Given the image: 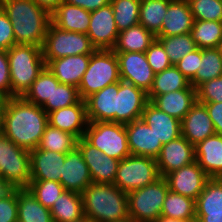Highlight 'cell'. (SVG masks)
I'll return each instance as SVG.
<instances>
[{"instance_id":"1","label":"cell","mask_w":222,"mask_h":222,"mask_svg":"<svg viewBox=\"0 0 222 222\" xmlns=\"http://www.w3.org/2000/svg\"><path fill=\"white\" fill-rule=\"evenodd\" d=\"M48 114L23 97H11L2 110L1 135L18 147L31 151L40 144Z\"/></svg>"},{"instance_id":"2","label":"cell","mask_w":222,"mask_h":222,"mask_svg":"<svg viewBox=\"0 0 222 222\" xmlns=\"http://www.w3.org/2000/svg\"><path fill=\"white\" fill-rule=\"evenodd\" d=\"M12 23L16 44L42 47L51 15L33 0H0Z\"/></svg>"},{"instance_id":"3","label":"cell","mask_w":222,"mask_h":222,"mask_svg":"<svg viewBox=\"0 0 222 222\" xmlns=\"http://www.w3.org/2000/svg\"><path fill=\"white\" fill-rule=\"evenodd\" d=\"M83 213L93 222L129 220L127 193L114 184L91 183L82 193Z\"/></svg>"},{"instance_id":"4","label":"cell","mask_w":222,"mask_h":222,"mask_svg":"<svg viewBox=\"0 0 222 222\" xmlns=\"http://www.w3.org/2000/svg\"><path fill=\"white\" fill-rule=\"evenodd\" d=\"M7 54L10 68L11 97H23L46 66L42 47L15 44L7 50Z\"/></svg>"},{"instance_id":"5","label":"cell","mask_w":222,"mask_h":222,"mask_svg":"<svg viewBox=\"0 0 222 222\" xmlns=\"http://www.w3.org/2000/svg\"><path fill=\"white\" fill-rule=\"evenodd\" d=\"M120 80L116 53L112 49H96L90 56L88 68L78 87L79 95L85 100L91 94Z\"/></svg>"},{"instance_id":"6","label":"cell","mask_w":222,"mask_h":222,"mask_svg":"<svg viewBox=\"0 0 222 222\" xmlns=\"http://www.w3.org/2000/svg\"><path fill=\"white\" fill-rule=\"evenodd\" d=\"M169 186L164 177L127 193L128 214L134 222H155L160 216Z\"/></svg>"},{"instance_id":"7","label":"cell","mask_w":222,"mask_h":222,"mask_svg":"<svg viewBox=\"0 0 222 222\" xmlns=\"http://www.w3.org/2000/svg\"><path fill=\"white\" fill-rule=\"evenodd\" d=\"M96 48L87 34L62 30L50 22L42 54L47 65L51 60L73 55L92 54Z\"/></svg>"},{"instance_id":"8","label":"cell","mask_w":222,"mask_h":222,"mask_svg":"<svg viewBox=\"0 0 222 222\" xmlns=\"http://www.w3.org/2000/svg\"><path fill=\"white\" fill-rule=\"evenodd\" d=\"M83 138L105 155L119 161L131 155L125 124L88 122Z\"/></svg>"},{"instance_id":"9","label":"cell","mask_w":222,"mask_h":222,"mask_svg":"<svg viewBox=\"0 0 222 222\" xmlns=\"http://www.w3.org/2000/svg\"><path fill=\"white\" fill-rule=\"evenodd\" d=\"M159 178L161 175L156 159L129 155L119 162L114 185L129 193L150 185Z\"/></svg>"},{"instance_id":"10","label":"cell","mask_w":222,"mask_h":222,"mask_svg":"<svg viewBox=\"0 0 222 222\" xmlns=\"http://www.w3.org/2000/svg\"><path fill=\"white\" fill-rule=\"evenodd\" d=\"M0 175L14 189L27 188L31 180L30 151L3 137Z\"/></svg>"},{"instance_id":"11","label":"cell","mask_w":222,"mask_h":222,"mask_svg":"<svg viewBox=\"0 0 222 222\" xmlns=\"http://www.w3.org/2000/svg\"><path fill=\"white\" fill-rule=\"evenodd\" d=\"M120 78L143 89L146 93L152 87L155 73L151 69L145 52H115Z\"/></svg>"},{"instance_id":"12","label":"cell","mask_w":222,"mask_h":222,"mask_svg":"<svg viewBox=\"0 0 222 222\" xmlns=\"http://www.w3.org/2000/svg\"><path fill=\"white\" fill-rule=\"evenodd\" d=\"M77 147L88 166L93 183L114 184L120 161L105 155L83 137L78 139Z\"/></svg>"},{"instance_id":"13","label":"cell","mask_w":222,"mask_h":222,"mask_svg":"<svg viewBox=\"0 0 222 222\" xmlns=\"http://www.w3.org/2000/svg\"><path fill=\"white\" fill-rule=\"evenodd\" d=\"M118 34L111 3L91 12L87 35L96 49H112Z\"/></svg>"},{"instance_id":"14","label":"cell","mask_w":222,"mask_h":222,"mask_svg":"<svg viewBox=\"0 0 222 222\" xmlns=\"http://www.w3.org/2000/svg\"><path fill=\"white\" fill-rule=\"evenodd\" d=\"M164 178L168 183L170 191L195 201L209 179L196 161L168 173Z\"/></svg>"},{"instance_id":"15","label":"cell","mask_w":222,"mask_h":222,"mask_svg":"<svg viewBox=\"0 0 222 222\" xmlns=\"http://www.w3.org/2000/svg\"><path fill=\"white\" fill-rule=\"evenodd\" d=\"M147 102V93L143 89L120 80L116 95V123L127 124L141 118Z\"/></svg>"},{"instance_id":"16","label":"cell","mask_w":222,"mask_h":222,"mask_svg":"<svg viewBox=\"0 0 222 222\" xmlns=\"http://www.w3.org/2000/svg\"><path fill=\"white\" fill-rule=\"evenodd\" d=\"M195 161L194 145L182 135L164 144L156 163L161 177Z\"/></svg>"},{"instance_id":"17","label":"cell","mask_w":222,"mask_h":222,"mask_svg":"<svg viewBox=\"0 0 222 222\" xmlns=\"http://www.w3.org/2000/svg\"><path fill=\"white\" fill-rule=\"evenodd\" d=\"M125 128L131 155L158 157L163 145L142 118L125 124Z\"/></svg>"},{"instance_id":"18","label":"cell","mask_w":222,"mask_h":222,"mask_svg":"<svg viewBox=\"0 0 222 222\" xmlns=\"http://www.w3.org/2000/svg\"><path fill=\"white\" fill-rule=\"evenodd\" d=\"M60 183L65 190L78 193H82L93 183L88 166L77 146L66 154Z\"/></svg>"},{"instance_id":"19","label":"cell","mask_w":222,"mask_h":222,"mask_svg":"<svg viewBox=\"0 0 222 222\" xmlns=\"http://www.w3.org/2000/svg\"><path fill=\"white\" fill-rule=\"evenodd\" d=\"M118 82L104 87L85 99L88 122L116 123Z\"/></svg>"},{"instance_id":"20","label":"cell","mask_w":222,"mask_h":222,"mask_svg":"<svg viewBox=\"0 0 222 222\" xmlns=\"http://www.w3.org/2000/svg\"><path fill=\"white\" fill-rule=\"evenodd\" d=\"M48 124L80 139L88 125L85 100L81 99L77 104L48 113Z\"/></svg>"},{"instance_id":"21","label":"cell","mask_w":222,"mask_h":222,"mask_svg":"<svg viewBox=\"0 0 222 222\" xmlns=\"http://www.w3.org/2000/svg\"><path fill=\"white\" fill-rule=\"evenodd\" d=\"M215 134V128L206 107L197 102L181 120V135L194 146Z\"/></svg>"},{"instance_id":"22","label":"cell","mask_w":222,"mask_h":222,"mask_svg":"<svg viewBox=\"0 0 222 222\" xmlns=\"http://www.w3.org/2000/svg\"><path fill=\"white\" fill-rule=\"evenodd\" d=\"M66 153L35 148L30 151L31 180L60 182Z\"/></svg>"},{"instance_id":"23","label":"cell","mask_w":222,"mask_h":222,"mask_svg":"<svg viewBox=\"0 0 222 222\" xmlns=\"http://www.w3.org/2000/svg\"><path fill=\"white\" fill-rule=\"evenodd\" d=\"M141 118L153 130L162 145L181 136V121L160 110L148 101Z\"/></svg>"},{"instance_id":"24","label":"cell","mask_w":222,"mask_h":222,"mask_svg":"<svg viewBox=\"0 0 222 222\" xmlns=\"http://www.w3.org/2000/svg\"><path fill=\"white\" fill-rule=\"evenodd\" d=\"M195 161L209 178H222V135L214 134L194 146Z\"/></svg>"},{"instance_id":"25","label":"cell","mask_w":222,"mask_h":222,"mask_svg":"<svg viewBox=\"0 0 222 222\" xmlns=\"http://www.w3.org/2000/svg\"><path fill=\"white\" fill-rule=\"evenodd\" d=\"M90 56L91 54L66 56L51 60L46 66L60 83L78 88L88 68Z\"/></svg>"},{"instance_id":"26","label":"cell","mask_w":222,"mask_h":222,"mask_svg":"<svg viewBox=\"0 0 222 222\" xmlns=\"http://www.w3.org/2000/svg\"><path fill=\"white\" fill-rule=\"evenodd\" d=\"M194 18L187 0H170L163 18L161 31L156 36H174L190 33Z\"/></svg>"},{"instance_id":"27","label":"cell","mask_w":222,"mask_h":222,"mask_svg":"<svg viewBox=\"0 0 222 222\" xmlns=\"http://www.w3.org/2000/svg\"><path fill=\"white\" fill-rule=\"evenodd\" d=\"M196 89L190 85L187 89L155 96L151 102L163 112L180 121L196 103Z\"/></svg>"},{"instance_id":"28","label":"cell","mask_w":222,"mask_h":222,"mask_svg":"<svg viewBox=\"0 0 222 222\" xmlns=\"http://www.w3.org/2000/svg\"><path fill=\"white\" fill-rule=\"evenodd\" d=\"M90 15V11L62 2L51 14V22L62 30L87 34Z\"/></svg>"},{"instance_id":"29","label":"cell","mask_w":222,"mask_h":222,"mask_svg":"<svg viewBox=\"0 0 222 222\" xmlns=\"http://www.w3.org/2000/svg\"><path fill=\"white\" fill-rule=\"evenodd\" d=\"M156 36L141 24L119 32L114 52H145L155 41Z\"/></svg>"},{"instance_id":"30","label":"cell","mask_w":222,"mask_h":222,"mask_svg":"<svg viewBox=\"0 0 222 222\" xmlns=\"http://www.w3.org/2000/svg\"><path fill=\"white\" fill-rule=\"evenodd\" d=\"M53 222H71L84 216L82 194L65 190L50 208Z\"/></svg>"},{"instance_id":"31","label":"cell","mask_w":222,"mask_h":222,"mask_svg":"<svg viewBox=\"0 0 222 222\" xmlns=\"http://www.w3.org/2000/svg\"><path fill=\"white\" fill-rule=\"evenodd\" d=\"M18 222H53L50 209L43 206L27 188L18 189Z\"/></svg>"},{"instance_id":"32","label":"cell","mask_w":222,"mask_h":222,"mask_svg":"<svg viewBox=\"0 0 222 222\" xmlns=\"http://www.w3.org/2000/svg\"><path fill=\"white\" fill-rule=\"evenodd\" d=\"M190 81L174 66L155 74L153 84L147 93L148 101L155 96L165 93L187 89Z\"/></svg>"},{"instance_id":"33","label":"cell","mask_w":222,"mask_h":222,"mask_svg":"<svg viewBox=\"0 0 222 222\" xmlns=\"http://www.w3.org/2000/svg\"><path fill=\"white\" fill-rule=\"evenodd\" d=\"M170 0H141L139 24L155 36L161 31Z\"/></svg>"},{"instance_id":"34","label":"cell","mask_w":222,"mask_h":222,"mask_svg":"<svg viewBox=\"0 0 222 222\" xmlns=\"http://www.w3.org/2000/svg\"><path fill=\"white\" fill-rule=\"evenodd\" d=\"M222 76V57L218 48H203L199 69L190 81L195 89L201 84Z\"/></svg>"},{"instance_id":"35","label":"cell","mask_w":222,"mask_h":222,"mask_svg":"<svg viewBox=\"0 0 222 222\" xmlns=\"http://www.w3.org/2000/svg\"><path fill=\"white\" fill-rule=\"evenodd\" d=\"M161 216L195 221V200L169 190L165 196Z\"/></svg>"},{"instance_id":"36","label":"cell","mask_w":222,"mask_h":222,"mask_svg":"<svg viewBox=\"0 0 222 222\" xmlns=\"http://www.w3.org/2000/svg\"><path fill=\"white\" fill-rule=\"evenodd\" d=\"M190 34L196 47L218 48L222 39V21L194 20Z\"/></svg>"},{"instance_id":"37","label":"cell","mask_w":222,"mask_h":222,"mask_svg":"<svg viewBox=\"0 0 222 222\" xmlns=\"http://www.w3.org/2000/svg\"><path fill=\"white\" fill-rule=\"evenodd\" d=\"M195 213H222V178H209L195 201Z\"/></svg>"},{"instance_id":"38","label":"cell","mask_w":222,"mask_h":222,"mask_svg":"<svg viewBox=\"0 0 222 222\" xmlns=\"http://www.w3.org/2000/svg\"><path fill=\"white\" fill-rule=\"evenodd\" d=\"M59 84L60 82L48 67L45 66L23 98L30 103L42 106L46 101H51L54 85Z\"/></svg>"},{"instance_id":"39","label":"cell","mask_w":222,"mask_h":222,"mask_svg":"<svg viewBox=\"0 0 222 222\" xmlns=\"http://www.w3.org/2000/svg\"><path fill=\"white\" fill-rule=\"evenodd\" d=\"M77 141L75 135L48 124L37 148L67 154L77 146Z\"/></svg>"},{"instance_id":"40","label":"cell","mask_w":222,"mask_h":222,"mask_svg":"<svg viewBox=\"0 0 222 222\" xmlns=\"http://www.w3.org/2000/svg\"><path fill=\"white\" fill-rule=\"evenodd\" d=\"M156 39L162 44L172 65L177 64L181 58L197 48L190 33L174 36H156Z\"/></svg>"},{"instance_id":"41","label":"cell","mask_w":222,"mask_h":222,"mask_svg":"<svg viewBox=\"0 0 222 222\" xmlns=\"http://www.w3.org/2000/svg\"><path fill=\"white\" fill-rule=\"evenodd\" d=\"M141 0H111L116 27L119 32L139 24Z\"/></svg>"},{"instance_id":"42","label":"cell","mask_w":222,"mask_h":222,"mask_svg":"<svg viewBox=\"0 0 222 222\" xmlns=\"http://www.w3.org/2000/svg\"><path fill=\"white\" fill-rule=\"evenodd\" d=\"M27 189L46 208L50 209L65 191L60 182L52 180H30Z\"/></svg>"},{"instance_id":"43","label":"cell","mask_w":222,"mask_h":222,"mask_svg":"<svg viewBox=\"0 0 222 222\" xmlns=\"http://www.w3.org/2000/svg\"><path fill=\"white\" fill-rule=\"evenodd\" d=\"M81 100L78 88L60 83L54 85L51 101H46L41 107L50 113L61 108L69 107L77 104Z\"/></svg>"},{"instance_id":"44","label":"cell","mask_w":222,"mask_h":222,"mask_svg":"<svg viewBox=\"0 0 222 222\" xmlns=\"http://www.w3.org/2000/svg\"><path fill=\"white\" fill-rule=\"evenodd\" d=\"M194 20L222 21V0H187Z\"/></svg>"},{"instance_id":"45","label":"cell","mask_w":222,"mask_h":222,"mask_svg":"<svg viewBox=\"0 0 222 222\" xmlns=\"http://www.w3.org/2000/svg\"><path fill=\"white\" fill-rule=\"evenodd\" d=\"M196 96L199 103L222 102V76L201 84L196 89Z\"/></svg>"},{"instance_id":"46","label":"cell","mask_w":222,"mask_h":222,"mask_svg":"<svg viewBox=\"0 0 222 222\" xmlns=\"http://www.w3.org/2000/svg\"><path fill=\"white\" fill-rule=\"evenodd\" d=\"M148 63L155 74L172 66L162 44L155 39L145 51Z\"/></svg>"},{"instance_id":"47","label":"cell","mask_w":222,"mask_h":222,"mask_svg":"<svg viewBox=\"0 0 222 222\" xmlns=\"http://www.w3.org/2000/svg\"><path fill=\"white\" fill-rule=\"evenodd\" d=\"M0 222H18V189L0 199Z\"/></svg>"},{"instance_id":"48","label":"cell","mask_w":222,"mask_h":222,"mask_svg":"<svg viewBox=\"0 0 222 222\" xmlns=\"http://www.w3.org/2000/svg\"><path fill=\"white\" fill-rule=\"evenodd\" d=\"M202 58V49L196 48L192 52L186 54L181 60L174 66L189 80L191 81L200 65Z\"/></svg>"},{"instance_id":"49","label":"cell","mask_w":222,"mask_h":222,"mask_svg":"<svg viewBox=\"0 0 222 222\" xmlns=\"http://www.w3.org/2000/svg\"><path fill=\"white\" fill-rule=\"evenodd\" d=\"M16 44L11 21L0 7V50H8Z\"/></svg>"},{"instance_id":"50","label":"cell","mask_w":222,"mask_h":222,"mask_svg":"<svg viewBox=\"0 0 222 222\" xmlns=\"http://www.w3.org/2000/svg\"><path fill=\"white\" fill-rule=\"evenodd\" d=\"M0 89L11 98L10 68L6 50H0Z\"/></svg>"},{"instance_id":"51","label":"cell","mask_w":222,"mask_h":222,"mask_svg":"<svg viewBox=\"0 0 222 222\" xmlns=\"http://www.w3.org/2000/svg\"><path fill=\"white\" fill-rule=\"evenodd\" d=\"M201 104H203L207 109L208 115L210 116L215 128V134L222 135V102Z\"/></svg>"},{"instance_id":"52","label":"cell","mask_w":222,"mask_h":222,"mask_svg":"<svg viewBox=\"0 0 222 222\" xmlns=\"http://www.w3.org/2000/svg\"><path fill=\"white\" fill-rule=\"evenodd\" d=\"M65 3L79 6L86 11H95L111 2V0H63Z\"/></svg>"},{"instance_id":"53","label":"cell","mask_w":222,"mask_h":222,"mask_svg":"<svg viewBox=\"0 0 222 222\" xmlns=\"http://www.w3.org/2000/svg\"><path fill=\"white\" fill-rule=\"evenodd\" d=\"M195 222H222V213H195Z\"/></svg>"},{"instance_id":"54","label":"cell","mask_w":222,"mask_h":222,"mask_svg":"<svg viewBox=\"0 0 222 222\" xmlns=\"http://www.w3.org/2000/svg\"><path fill=\"white\" fill-rule=\"evenodd\" d=\"M40 7L45 9L50 15L58 8L63 0H33Z\"/></svg>"},{"instance_id":"55","label":"cell","mask_w":222,"mask_h":222,"mask_svg":"<svg viewBox=\"0 0 222 222\" xmlns=\"http://www.w3.org/2000/svg\"><path fill=\"white\" fill-rule=\"evenodd\" d=\"M14 188L10 186L0 175V199L9 194Z\"/></svg>"},{"instance_id":"56","label":"cell","mask_w":222,"mask_h":222,"mask_svg":"<svg viewBox=\"0 0 222 222\" xmlns=\"http://www.w3.org/2000/svg\"><path fill=\"white\" fill-rule=\"evenodd\" d=\"M9 99L10 97L2 89H0V108L2 110L6 107Z\"/></svg>"},{"instance_id":"57","label":"cell","mask_w":222,"mask_h":222,"mask_svg":"<svg viewBox=\"0 0 222 222\" xmlns=\"http://www.w3.org/2000/svg\"><path fill=\"white\" fill-rule=\"evenodd\" d=\"M155 222H195V221H183L179 219L160 216Z\"/></svg>"},{"instance_id":"58","label":"cell","mask_w":222,"mask_h":222,"mask_svg":"<svg viewBox=\"0 0 222 222\" xmlns=\"http://www.w3.org/2000/svg\"><path fill=\"white\" fill-rule=\"evenodd\" d=\"M71 222H93V221H91L87 216L84 215L80 219H77Z\"/></svg>"},{"instance_id":"59","label":"cell","mask_w":222,"mask_h":222,"mask_svg":"<svg viewBox=\"0 0 222 222\" xmlns=\"http://www.w3.org/2000/svg\"><path fill=\"white\" fill-rule=\"evenodd\" d=\"M3 153V136L0 134V157Z\"/></svg>"},{"instance_id":"60","label":"cell","mask_w":222,"mask_h":222,"mask_svg":"<svg viewBox=\"0 0 222 222\" xmlns=\"http://www.w3.org/2000/svg\"><path fill=\"white\" fill-rule=\"evenodd\" d=\"M218 49L220 50L221 57H222V39H221V41H220V44H219Z\"/></svg>"},{"instance_id":"61","label":"cell","mask_w":222,"mask_h":222,"mask_svg":"<svg viewBox=\"0 0 222 222\" xmlns=\"http://www.w3.org/2000/svg\"><path fill=\"white\" fill-rule=\"evenodd\" d=\"M1 122H2V109L0 108V133H1Z\"/></svg>"},{"instance_id":"62","label":"cell","mask_w":222,"mask_h":222,"mask_svg":"<svg viewBox=\"0 0 222 222\" xmlns=\"http://www.w3.org/2000/svg\"><path fill=\"white\" fill-rule=\"evenodd\" d=\"M117 222H134V221H132L131 219H129V220L117 221Z\"/></svg>"}]
</instances>
